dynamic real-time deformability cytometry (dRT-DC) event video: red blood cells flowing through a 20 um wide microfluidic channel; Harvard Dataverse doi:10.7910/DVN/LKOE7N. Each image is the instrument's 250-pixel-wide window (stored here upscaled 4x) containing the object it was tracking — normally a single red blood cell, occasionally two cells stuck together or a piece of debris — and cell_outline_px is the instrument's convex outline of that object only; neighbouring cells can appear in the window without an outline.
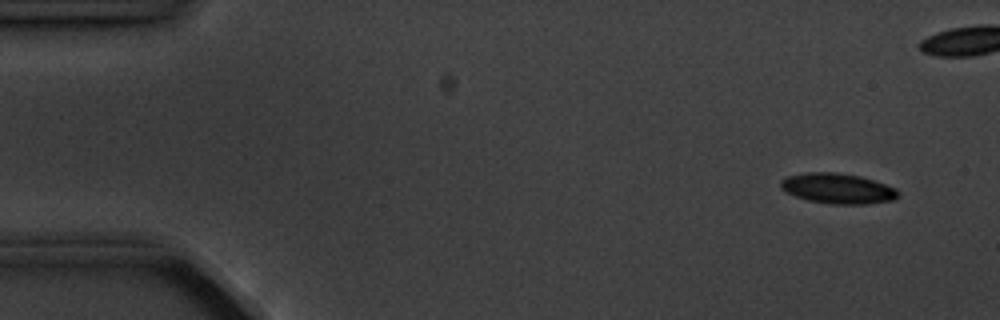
{"species": "common noctule bat (a hibernating species)", "species_latin": "Nyctalus noctula", "temperature_condition": "cold", "stored_images_in_passage": 3, "camera_frame_rate_fps": 3000, "um_per_image_px": 0.085, "animal": {"sex": "male", "body_mass_g": 20.1, "forearm_length_mm": 53.5}, "frame": {"image": 1, "passage_image": 1, "time_ms": 0.0, "image_size_px": [1000, 320], "cell_outline_px": [[900, 196], [896, 200], [868, 204], [832, 204], [808, 200], [796, 196], [780, 188], [780, 180], [788, 176], [804, 172], [836, 172], [860, 176], [896, 188], [900, 192]], "centroid_in_image_um": [71.24, 16.02], "position_along_channel_um": 13.8, "area_um2": 20.87}}